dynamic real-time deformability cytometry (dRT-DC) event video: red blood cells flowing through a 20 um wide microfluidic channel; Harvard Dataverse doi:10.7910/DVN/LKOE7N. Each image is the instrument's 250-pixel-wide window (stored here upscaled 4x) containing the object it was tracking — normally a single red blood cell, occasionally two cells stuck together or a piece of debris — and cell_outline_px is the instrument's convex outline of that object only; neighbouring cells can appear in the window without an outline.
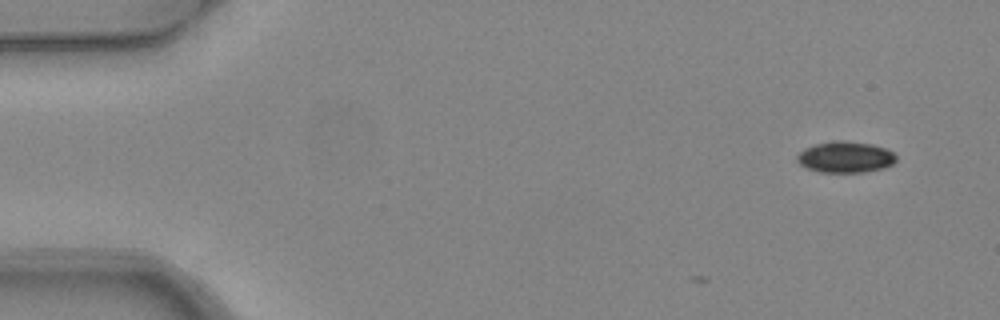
{"species": "common noctule bat (a hibernating species)", "species_latin": "Nyctalus noctula", "temperature_condition": "warm", "stored_images_in_passage": 3, "camera_frame_rate_fps": 3000, "um_per_image_px": 0.085, "animal": {"sex": "female", "body_mass_g": 24.6, "forearm_length_mm": 56.2}, "frame": {"image": 1, "passage_image": 3, "time_ms": 0.667, "image_size_px": [1000, 320], "cell_outline_px": [[896, 160], [892, 164], [884, 168], [864, 172], [820, 172], [808, 168], [800, 164], [796, 160], [796, 156], [804, 148], [816, 144], [832, 140], [844, 140], [872, 144], [884, 148], [892, 152], [896, 156]], "centroid_in_image_um": [71.84, 13.34], "position_along_channel_um": 13.2, "area_um2": 18.03}}